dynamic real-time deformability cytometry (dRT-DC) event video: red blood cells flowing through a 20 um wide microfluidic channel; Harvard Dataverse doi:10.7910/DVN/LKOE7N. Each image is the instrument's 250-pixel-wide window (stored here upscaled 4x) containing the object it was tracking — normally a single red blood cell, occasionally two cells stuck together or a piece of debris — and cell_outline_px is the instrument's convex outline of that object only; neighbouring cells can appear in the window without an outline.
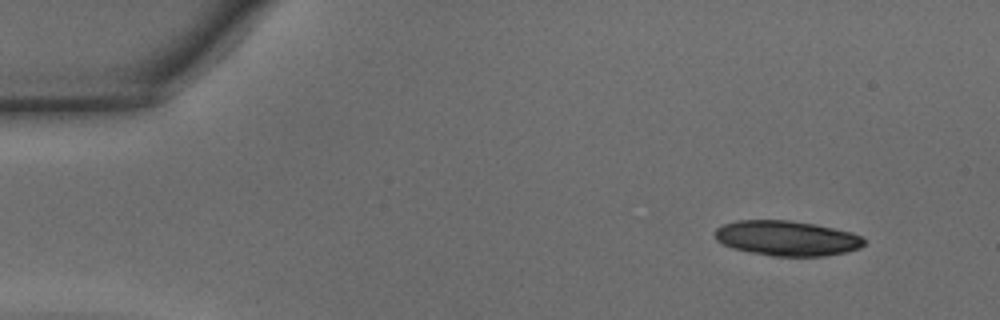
{"species": "common noctule bat (a hibernating species)", "species_latin": "Nyctalus noctula", "temperature_condition": "warm", "stored_images_in_passage": 42, "segment_of_instrument_passage": [1, 2], "camera_frame_rate_fps": 3000, "um_per_image_px": 0.085, "animal": {"sex": "male", "body_mass_g": 15.6}, "frame": {"image": 1, "passage_image": 1, "time_ms": 0.0, "image_size_px": [1000, 320], "cell_outline_px": [[864, 244], [860, 248], [848, 252], [828, 256], [772, 256], [732, 248], [716, 240], [712, 232], [716, 228], [724, 224], [736, 220], [788, 220], [816, 224], [852, 232], [860, 236], [864, 240]], "centroid_in_image_um": [66.88, 20.25], "position_along_channel_um": 18.1, "area_um2": 30.69}}